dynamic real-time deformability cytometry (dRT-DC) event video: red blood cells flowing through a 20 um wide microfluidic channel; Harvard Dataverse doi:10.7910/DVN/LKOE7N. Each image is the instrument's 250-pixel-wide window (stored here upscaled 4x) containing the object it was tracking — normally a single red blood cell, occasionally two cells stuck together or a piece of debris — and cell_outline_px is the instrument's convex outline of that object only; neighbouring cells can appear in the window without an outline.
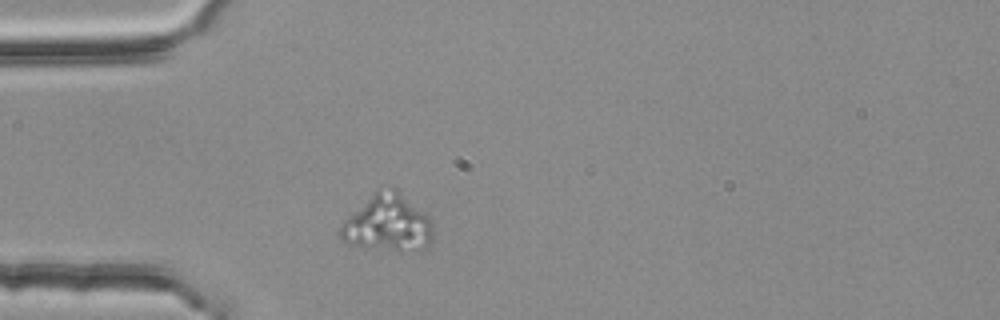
{"species": "common noctule bat (a hibernating species)", "species_latin": "Nyctalus noctula", "temperature_condition": "room temperature", "stored_images_in_passage": 31, "camera_frame_rate_fps": 3000, "um_per_image_px": 0.085, "animal": {"sex": "female", "body_mass_g": 25.1}, "frame": {"image": 1, "passage_image": 1, "time_ms": 0.0, "image_size_px": [1000, 320], "cell_outline_px": [[432, 240], [428, 244], [400, 248], [364, 248], [340, 240], [340, 228], [344, 220], [348, 216], [376, 192], [392, 188], [396, 188], [432, 224]], "centroid_in_image_um": [32.86, 18.97], "position_along_channel_um": 52.1, "area_um2": 28.55}}
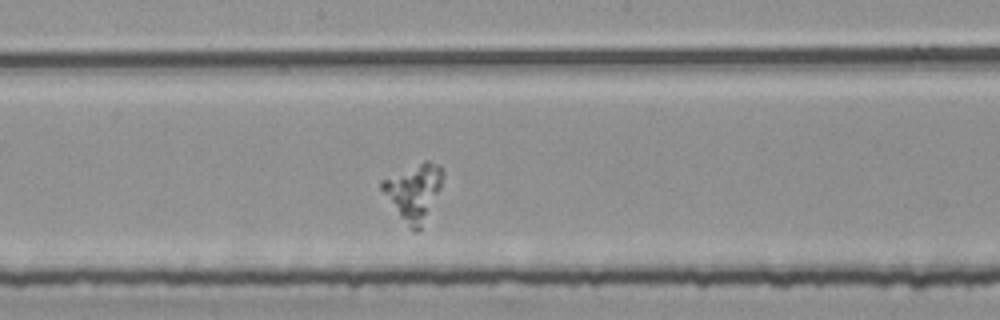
{"frame": {"image": 2, "passage_image": 15, "time_ms": 4.667, "image_size_px": [1000, 320], "cell_outline_px": [[444, 172], [440, 188], [420, 228], [416, 232], [408, 228], [380, 188], [380, 180], [424, 160], [428, 160], [440, 164]], "centroid_in_image_um": [35.16, 16.27], "position_along_channel_um": 213.0, "area_um2": 19.71}}
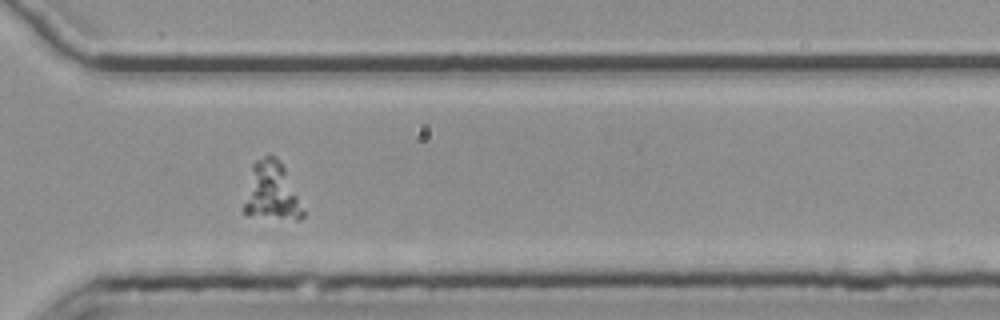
{"frame": {"image": 3, "passage_image": 26, "time_ms": 8.333, "image_size_px": [1000, 320], "cell_outline_px": [[304, 216], [300, 220], [296, 220], [244, 212], [244, 204], [252, 164], [256, 160], [264, 156], [276, 156], [284, 168], [304, 212]], "centroid_in_image_um": [23.09, 16.25], "position_along_channel_um": 347.5, "area_um2": 19.02}}